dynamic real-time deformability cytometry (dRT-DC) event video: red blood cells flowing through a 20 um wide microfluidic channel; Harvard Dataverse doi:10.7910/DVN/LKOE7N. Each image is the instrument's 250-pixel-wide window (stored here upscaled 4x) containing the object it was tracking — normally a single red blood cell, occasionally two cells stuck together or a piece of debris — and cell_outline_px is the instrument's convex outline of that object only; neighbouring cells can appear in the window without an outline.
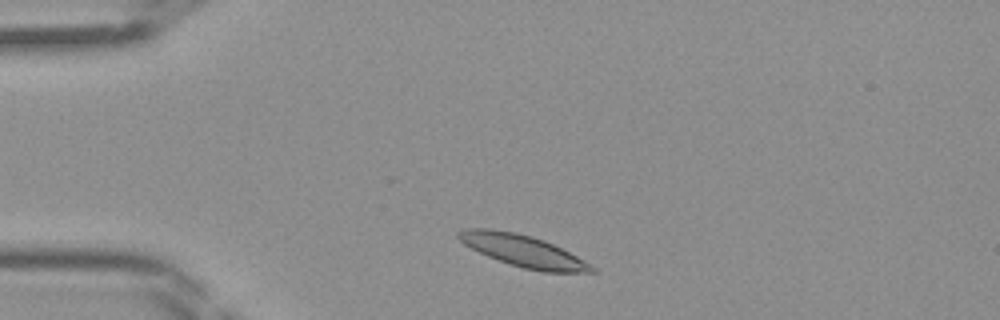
{"species": "Egyptian fruit bat (a non-hibernating species)", "species_latin": "Rousettus aegyptiacus", "temperature_condition": "room temperature", "stored_images_in_passage": 38, "camera_frame_rate_fps": 3000, "um_per_image_px": 0.085, "frame": {"image": 1, "passage_image": 3, "time_ms": 0.667, "image_size_px": [1000, 320], "cell_outline_px": [[596, 272], [544, 272], [524, 268], [488, 256], [464, 244], [456, 236], [456, 232], [468, 228], [492, 228], [516, 232], [532, 236], [544, 240], [584, 260], [596, 268]], "centroid_in_image_um": [44.44, 21.3], "position_along_channel_um": 40.6, "area_um2": 24.39}}
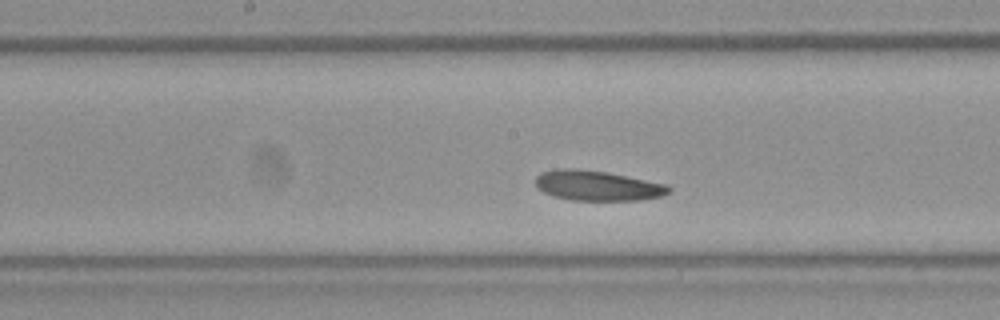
{"frame": {"image": 2, "passage_image": 16, "time_ms": 5.0, "image_size_px": [1000, 320], "cell_outline_px": [[672, 192], [664, 196], [636, 200], [572, 200], [556, 196], [544, 192], [536, 188], [536, 176], [540, 172], [556, 168], [576, 168], [608, 172], [668, 184], [672, 188]], "centroid_in_image_um": [50.81, 15.76], "position_along_channel_um": 197.4, "area_um2": 23.64}}
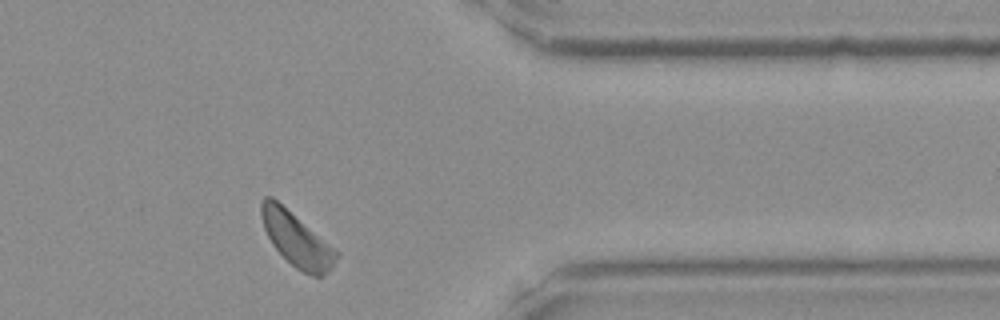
{"frame": {"image": 3, "passage_image": 30, "time_ms": 9.667, "image_size_px": [1000, 320], "cell_outline_px": [[340, 256], [332, 268], [324, 276], [312, 276], [296, 268], [272, 244], [264, 228], [260, 216], [260, 200], [264, 196], [272, 196], [340, 252]], "centroid_in_image_um": [25.23, 20.34], "position_along_channel_um": 386.2, "area_um2": 23.58}}